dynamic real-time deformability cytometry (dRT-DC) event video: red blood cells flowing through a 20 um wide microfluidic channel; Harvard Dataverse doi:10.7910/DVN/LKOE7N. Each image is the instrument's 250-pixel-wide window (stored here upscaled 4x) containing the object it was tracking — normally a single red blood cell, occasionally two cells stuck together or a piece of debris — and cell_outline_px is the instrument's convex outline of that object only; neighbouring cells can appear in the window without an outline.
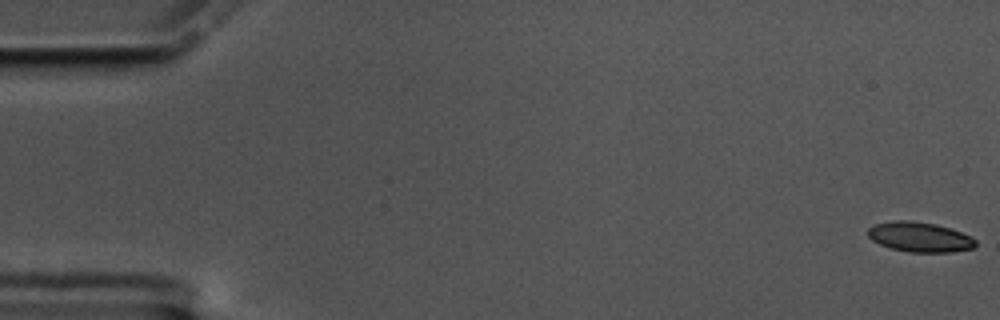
{"species": "common noctule bat (a hibernating species)", "species_latin": "Nyctalus noctula", "temperature_condition": "cold", "stored_images_in_passage": 58, "camera_frame_rate_fps": 3000, "um_per_image_px": 0.085, "animal": {"sex": "male", "body_mass_g": 17.5, "forearm_length_mm": 52.3}, "frame": {"image": 1, "passage_image": 1, "time_ms": 0.0, "image_size_px": [1000, 320], "cell_outline_px": [[976, 244], [972, 248], [952, 252], [908, 252], [888, 248], [872, 240], [868, 236], [868, 228], [872, 224], [892, 220], [908, 220], [936, 224], [972, 236], [976, 240]], "centroid_in_image_um": [78.13, 20.14], "position_along_channel_um": 6.9, "area_um2": 18.9}}
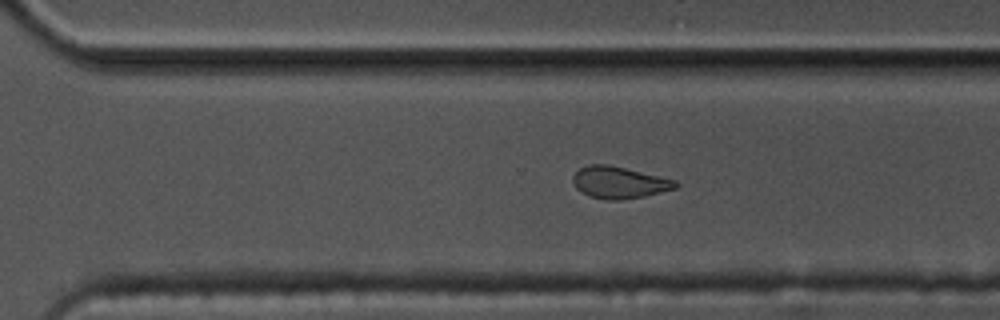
{"frame": {"image": 2, "passage_image": 40, "time_ms": 13.0, "image_size_px": [1000, 320], "cell_outline_px": [[680, 184], [676, 188], [644, 196], [620, 200], [604, 200], [588, 196], [580, 192], [572, 184], [572, 176], [580, 168], [588, 164], [608, 164], [676, 180]], "centroid_in_image_um": [52.58, 15.51], "position_along_channel_um": 318.0, "area_um2": 19.19}}
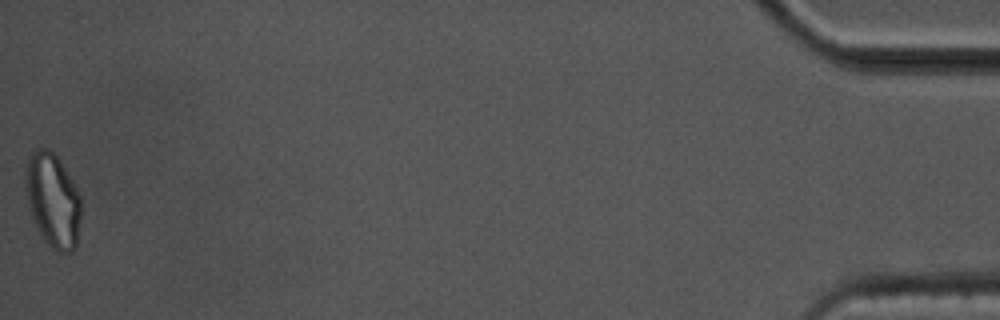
{"frame": {"image": 3, "passage_image": 58, "time_ms": 19.0, "image_size_px": [1000, 320], "cell_outline_px": [[80, 216], [76, 248], [72, 252], [60, 252], [52, 248], [40, 236], [32, 220], [28, 208], [24, 188], [24, 176], [28, 156], [36, 148], [48, 148], [56, 156], [72, 180], [80, 196]], "centroid_in_image_um": [4.44, 17.03], "position_along_channel_um": 430.8, "area_um2": 30.81}, "authors_computed_cell_mechanics": {"area_um2": 19.7965, "velocity_mm_per_s": 3.5073, "shape_relaxation_time_tau1_ms": 10.0068, "shape_relaxation_time_tau2_ms": 3.5643, "deformation_change_tau1": 0.1725, "deformation_change_tau2": 0.0986}}